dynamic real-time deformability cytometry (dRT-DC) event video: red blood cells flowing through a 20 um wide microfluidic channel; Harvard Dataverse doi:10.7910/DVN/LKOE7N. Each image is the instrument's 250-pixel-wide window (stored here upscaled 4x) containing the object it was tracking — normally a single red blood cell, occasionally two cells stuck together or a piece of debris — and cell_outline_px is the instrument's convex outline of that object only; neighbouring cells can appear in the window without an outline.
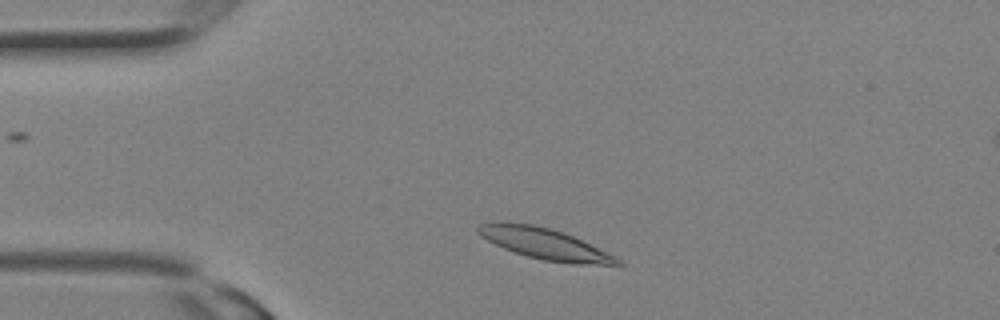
{"species": "Egyptian fruit bat (a non-hibernating species)", "species_latin": "Rousettus aegyptiacus", "temperature_condition": "room temperature", "stored_images_in_passage": 8, "camera_frame_rate_fps": 3000, "um_per_image_px": 0.085, "animal": {"sex": "female"}, "frame": {"image": 1, "passage_image": 2, "time_ms": 0.333, "image_size_px": [1000, 320], "cell_outline_px": [[624, 264], [572, 264], [544, 260], [528, 256], [504, 248], [480, 236], [476, 232], [476, 228], [480, 224], [492, 220], [508, 220], [532, 224], [564, 232], [616, 256]], "centroid_in_image_um": [46.21, 20.67], "position_along_channel_um": 38.8, "area_um2": 25.32}}
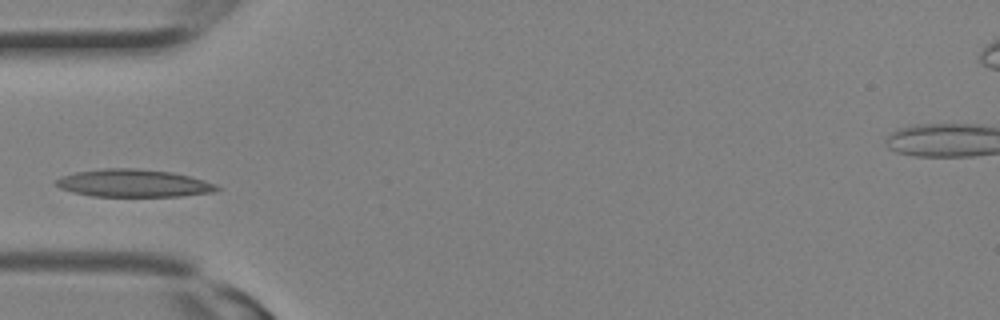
{"frame": {"image": 2, "passage_image": 5, "time_ms": 1.333, "image_size_px": [1000, 320], "cell_outline_px": [[220, 188], [212, 192], [180, 196], [92, 196], [72, 192], [60, 188], [56, 184], [56, 180], [60, 176], [76, 172], [104, 168], [136, 168], [172, 172], [204, 180], [216, 184]], "centroid_in_image_um": [11.32, 15.57], "position_along_channel_um": 73.7, "area_um2": 25.78}}
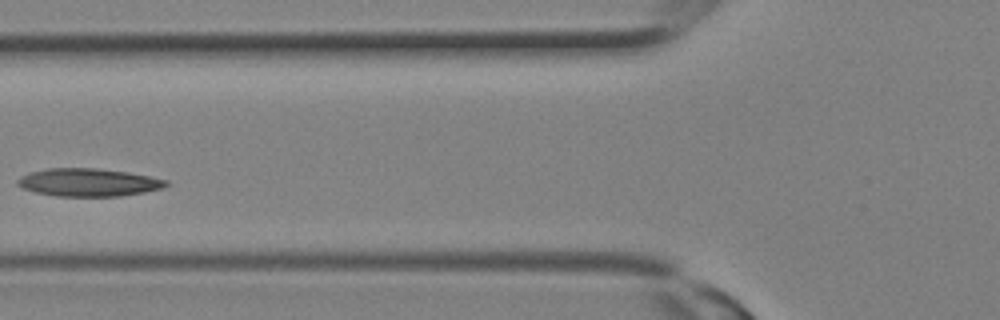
{"frame": {"image": 3, "passage_image": 7, "time_ms": 2.0, "image_size_px": [1000, 320], "cell_outline_px": [[172, 184], [164, 188], [144, 192], [120, 196], [56, 196], [36, 192], [24, 188], [16, 184], [16, 180], [20, 176], [32, 172], [48, 168], [96, 168], [128, 172], [168, 180]], "centroid_in_image_um": [7.56, 15.5], "position_along_channel_um": 118.2, "area_um2": 24.16}}